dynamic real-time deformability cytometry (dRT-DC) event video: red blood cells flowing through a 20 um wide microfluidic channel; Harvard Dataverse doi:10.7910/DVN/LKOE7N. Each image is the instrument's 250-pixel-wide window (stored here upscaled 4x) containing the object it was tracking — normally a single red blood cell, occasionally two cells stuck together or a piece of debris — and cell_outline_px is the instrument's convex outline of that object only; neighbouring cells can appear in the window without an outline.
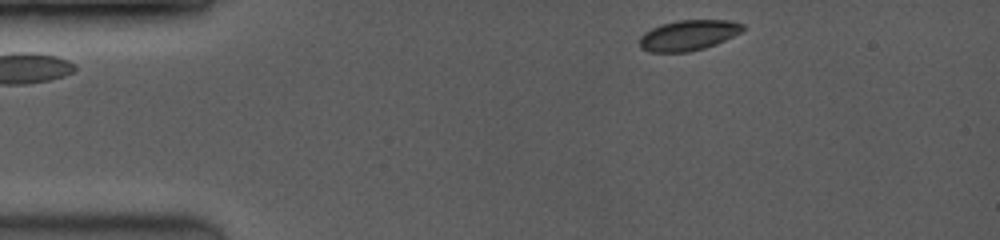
{"species": "common noctule bat (a hibernating species)", "species_latin": "Nyctalus noctula", "temperature_condition": "room temperature", "stored_images_in_passage": 47, "camera_frame_rate_fps": 3500, "um_per_image_px": 0.085, "animal": {"sex": "female", "body_mass_g": 19.0, "forearm_length_mm": 53.3}, "frame": {"image": 1, "passage_image": 3, "time_ms": 0.571, "image_size_px": [1000, 240], "cell_outline_px": [[744, 28], [740, 32], [716, 44], [704, 48], [688, 52], [648, 52], [640, 48], [640, 36], [644, 32], [652, 28], [664, 24], [680, 20], [728, 20], [744, 24]], "centroid_in_image_um": [58.49, 3.0], "position_along_channel_um": 26.5, "area_um2": 18.15}}
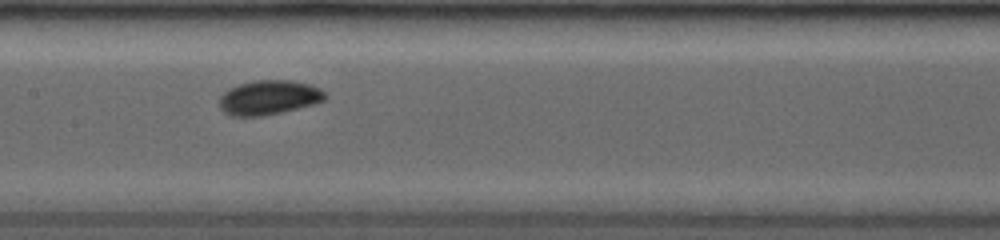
{"frame": {"image": 2, "passage_image": 22, "time_ms": 6.0, "image_size_px": [1000, 240], "cell_outline_px": [[328, 96], [324, 100], [312, 104], [280, 112], [260, 116], [232, 116], [224, 112], [220, 108], [220, 96], [228, 88], [240, 84], [256, 80], [288, 80], [308, 84], [320, 88]], "centroid_in_image_um": [22.83, 8.28], "position_along_channel_um": 184.6, "area_um2": 20.98}}
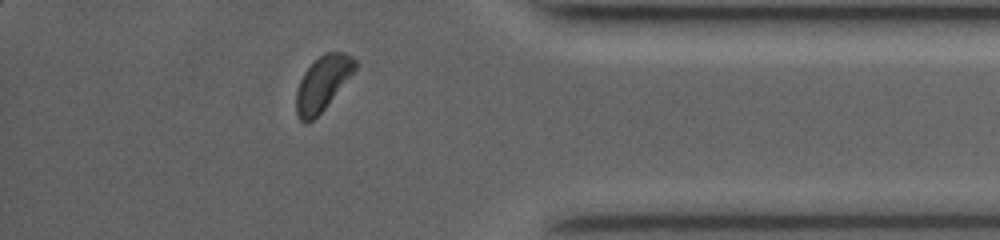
{"frame": {"image": 3, "passage_image": 42, "time_ms": 11.714, "image_size_px": [1000, 240], "cell_outline_px": [[360, 64], [324, 108], [308, 124], [304, 124], [296, 116], [296, 92], [300, 80], [304, 72], [324, 52], [344, 52], [352, 56]], "centroid_in_image_um": [27.42, 7.08], "position_along_channel_um": 407.8, "area_um2": 18.55}, "authors_computed_cell_mechanics": {"area_um2": 19.2474, "velocity_mm_per_s": 4.104, "shape_relaxation_time_tau1_ms": 1.4438, "shape_relaxation_time_tau2_ms": null, "deformation_change_tau1": 0.0673, "deformation_change_tau2": null}}